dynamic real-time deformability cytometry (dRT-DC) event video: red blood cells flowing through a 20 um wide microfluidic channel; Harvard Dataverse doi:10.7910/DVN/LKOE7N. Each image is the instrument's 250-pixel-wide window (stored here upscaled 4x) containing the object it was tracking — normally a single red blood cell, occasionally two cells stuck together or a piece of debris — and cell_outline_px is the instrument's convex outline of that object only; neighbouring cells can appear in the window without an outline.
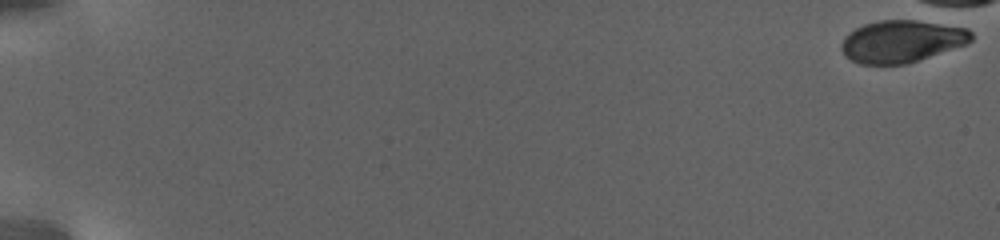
{"species": "human", "species_latin": "Homo sapiens", "temperature_condition": "warm", "stored_images_in_passage": 2, "camera_frame_rate_fps": 3000, "um_per_image_px": 0.085, "donor": {"sex": "female"}, "frame": {"image": 1, "passage_image": 1, "time_ms": 0.0, "image_size_px": [1000, 240], "cell_outline_px": [[972, 40], [968, 44], [908, 64], [860, 64], [852, 60], [840, 48], [840, 44], [844, 36], [848, 32], [864, 24], [880, 20], [916, 20], [968, 28], [972, 32]], "centroid_in_image_um": [76.66, 3.51], "position_along_channel_um": 8.3, "area_um2": 32.08}}